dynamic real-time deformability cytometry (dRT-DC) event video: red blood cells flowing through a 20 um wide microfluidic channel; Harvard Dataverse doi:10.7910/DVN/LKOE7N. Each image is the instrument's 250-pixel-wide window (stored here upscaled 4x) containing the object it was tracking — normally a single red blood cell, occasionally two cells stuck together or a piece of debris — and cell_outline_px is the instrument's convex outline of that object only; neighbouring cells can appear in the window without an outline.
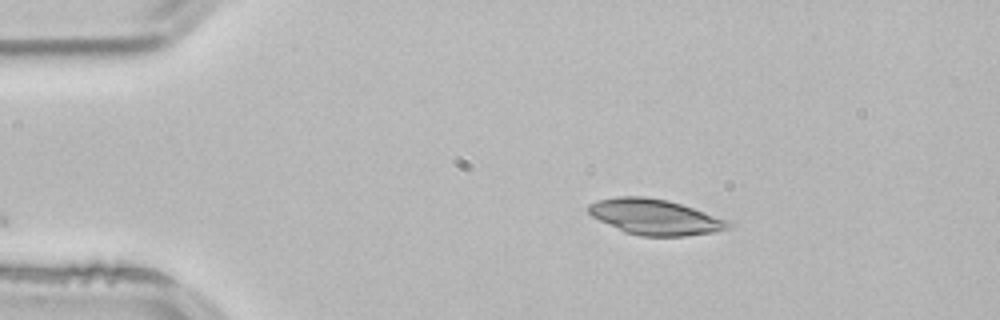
{"species": "common noctule bat (a hibernating species)", "species_latin": "Nyctalus noctula", "temperature_condition": "room temperature", "stored_images_in_passage": 2, "camera_frame_rate_fps": 3000, "um_per_image_px": 0.085, "animal": {"sex": "male", "body_mass_g": 21.5, "forearm_length_mm": 52.0}, "frame": {"image": 1, "passage_image": 1, "time_ms": 0.0, "image_size_px": [1000, 320], "cell_outline_px": [[732, 224], [728, 228], [712, 232], [684, 236], [640, 236], [624, 232], [592, 216], [588, 212], [588, 204], [596, 200], [616, 196], [644, 196], [668, 200], [728, 220]], "centroid_in_image_um": [55.63, 18.43], "position_along_channel_um": 29.4, "area_um2": 28.78}}